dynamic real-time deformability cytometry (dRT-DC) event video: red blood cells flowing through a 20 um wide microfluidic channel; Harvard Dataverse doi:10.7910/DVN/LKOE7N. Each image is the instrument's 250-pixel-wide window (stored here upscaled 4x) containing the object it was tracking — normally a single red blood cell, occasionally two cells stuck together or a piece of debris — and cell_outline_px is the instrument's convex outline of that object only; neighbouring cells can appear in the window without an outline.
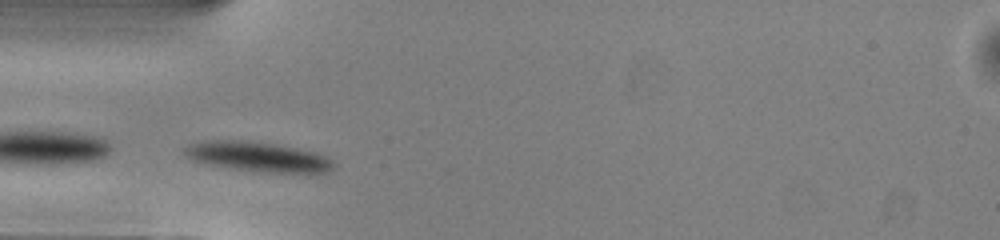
{"species": "common noctule bat (a hibernating species)", "species_latin": "Nyctalus noctula", "temperature_condition": "warm", "stored_images_in_passage": 41, "camera_frame_rate_fps": 3000, "um_per_image_px": 0.085, "animal": {"sex": "male", "body_mass_g": 13.0, "forearm_length_mm": 53.1}, "frame": {"image": 1, "passage_image": 5, "time_ms": 1.333, "image_size_px": [1000, 240], "cell_outline_px": [[336, 168], [328, 172], [260, 172], [204, 164], [192, 160], [184, 156], [180, 148], [188, 144], [204, 140], [244, 140], [272, 144], [296, 148], [316, 152], [328, 156], [336, 164]], "centroid_in_image_um": [21.86, 13.32], "position_along_channel_um": 63.1, "area_um2": 26.24}}
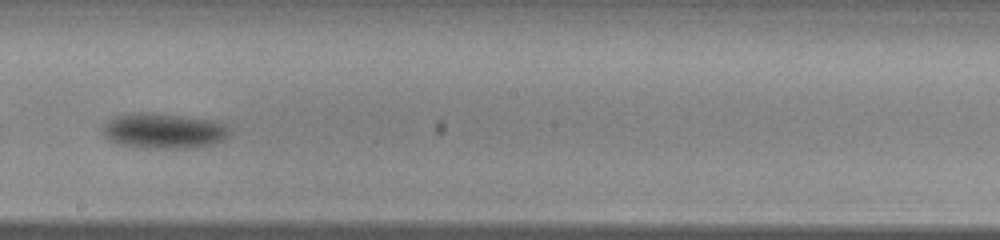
{"frame": {"image": 2, "passage_image": 18, "time_ms": 5.667, "image_size_px": [1000, 240], "cell_outline_px": [[228, 136], [224, 140], [212, 144], [188, 148], [148, 148], [120, 144], [104, 136], [100, 128], [108, 120], [116, 116], [140, 112], [148, 112], [216, 120], [228, 124]], "centroid_in_image_um": [13.93, 11.11], "position_along_channel_um": 234.3, "area_um2": 26.13}}
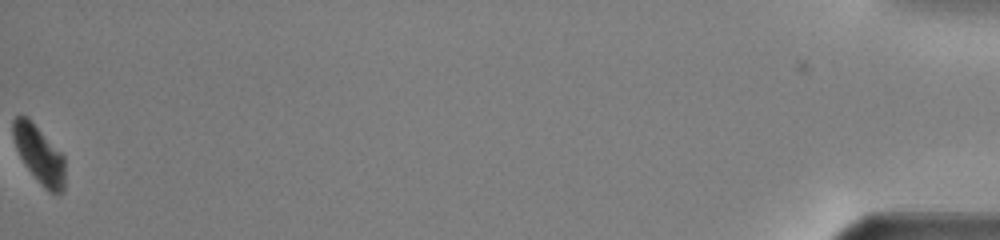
{"frame": {"image": 3, "passage_image": 41, "time_ms": 13.333, "image_size_px": [1000, 240], "cell_outline_px": [[64, 192], [52, 192], [44, 188], [40, 184], [24, 164], [16, 148], [12, 136], [12, 120], [16, 116], [28, 116], [64, 156]], "centroid_in_image_um": [3.31, 13.1], "position_along_channel_um": 431.9, "area_um2": 17.4}, "authors_computed_cell_mechanics": {"area_um2": 24.7962, "velocity_mm_per_s": 3.9804, "shape_relaxation_time_tau1_ms": 1.9205, "shape_relaxation_time_tau2_ms": null, "deformation_change_tau1": 0.1125, "deformation_change_tau2": null}}